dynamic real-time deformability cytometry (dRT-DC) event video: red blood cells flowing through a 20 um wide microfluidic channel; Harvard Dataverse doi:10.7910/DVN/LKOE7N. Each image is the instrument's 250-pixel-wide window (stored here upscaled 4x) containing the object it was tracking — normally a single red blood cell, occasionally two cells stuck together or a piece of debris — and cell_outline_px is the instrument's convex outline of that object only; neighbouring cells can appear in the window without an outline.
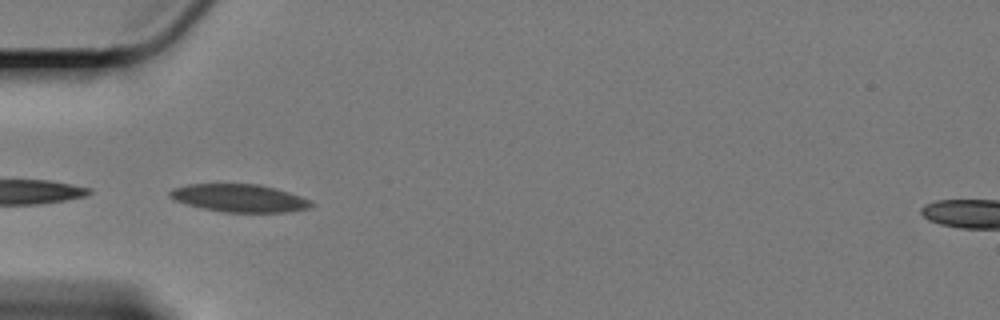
{"species": "Egyptian fruit bat (a non-hibernating species)", "species_latin": "Rousettus aegyptiacus", "temperature_condition": "cold", "stored_images_in_passage": 11, "camera_frame_rate_fps": 3000, "um_per_image_px": 0.085, "animal": {"sex": "female"}, "frame": {"image": 1, "passage_image": 1, "time_ms": 0.0, "image_size_px": [1000, 320], "cell_outline_px": [[312, 204], [308, 208], [288, 212], [220, 212], [188, 204], [176, 200], [168, 196], [168, 192], [172, 188], [188, 184], [260, 184], [276, 188], [300, 196], [308, 200]], "centroid_in_image_um": [20.31, 16.83], "position_along_channel_um": 64.7, "area_um2": 22.72}}
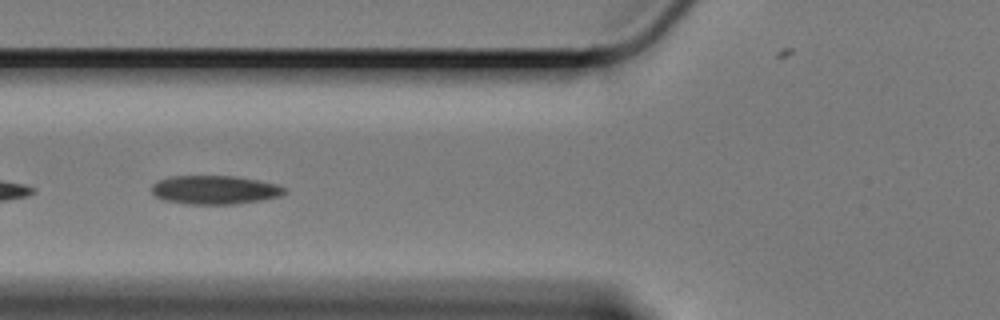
{"frame": {"image": 2, "passage_image": 5, "time_ms": 1.333, "image_size_px": [1000, 320], "cell_outline_px": [[288, 192], [280, 196], [260, 200], [236, 204], [188, 204], [164, 200], [156, 196], [152, 192], [152, 184], [168, 176], [236, 176], [276, 184], [288, 188]], "centroid_in_image_um": [18.28, 16.14], "position_along_channel_um": 107.5, "area_um2": 22.25}}
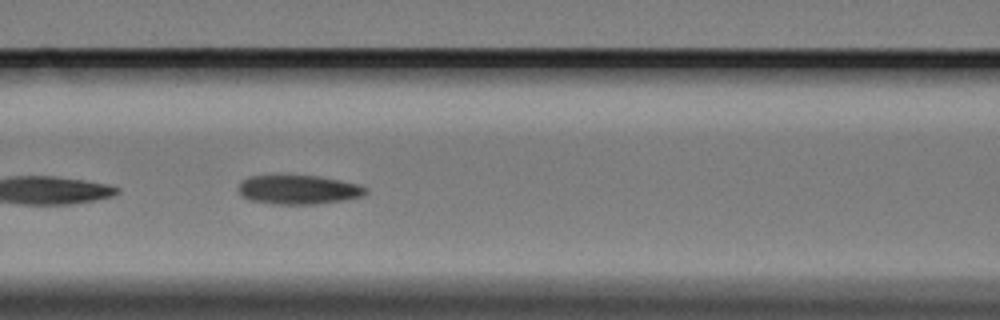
{"frame": {"image": 3, "passage_image": 8, "time_ms": 2.333, "image_size_px": [1000, 320], "cell_outline_px": [[368, 192], [364, 196], [344, 200], [316, 204], [276, 204], [248, 200], [240, 192], [240, 184], [248, 176], [280, 172], [320, 176], [340, 180], [356, 184], [368, 188]], "centroid_in_image_um": [25.36, 16.07], "position_along_channel_um": 141.2, "area_um2": 22.43}}